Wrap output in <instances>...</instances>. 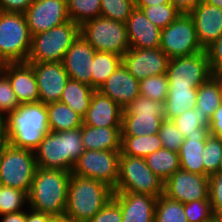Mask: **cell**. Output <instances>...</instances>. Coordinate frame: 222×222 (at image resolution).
I'll return each instance as SVG.
<instances>
[{"mask_svg": "<svg viewBox=\"0 0 222 222\" xmlns=\"http://www.w3.org/2000/svg\"><path fill=\"white\" fill-rule=\"evenodd\" d=\"M101 16L115 21L126 23L132 10L135 8V0H100Z\"/></svg>", "mask_w": 222, "mask_h": 222, "instance_id": "cell-40", "label": "cell"}, {"mask_svg": "<svg viewBox=\"0 0 222 222\" xmlns=\"http://www.w3.org/2000/svg\"><path fill=\"white\" fill-rule=\"evenodd\" d=\"M189 15L192 17L197 38L205 50L222 35V9L202 1Z\"/></svg>", "mask_w": 222, "mask_h": 222, "instance_id": "cell-20", "label": "cell"}, {"mask_svg": "<svg viewBox=\"0 0 222 222\" xmlns=\"http://www.w3.org/2000/svg\"><path fill=\"white\" fill-rule=\"evenodd\" d=\"M113 194L114 189L101 181L71 174L64 213L88 222L113 198Z\"/></svg>", "mask_w": 222, "mask_h": 222, "instance_id": "cell-4", "label": "cell"}, {"mask_svg": "<svg viewBox=\"0 0 222 222\" xmlns=\"http://www.w3.org/2000/svg\"><path fill=\"white\" fill-rule=\"evenodd\" d=\"M209 132L211 136L222 138V104L209 120Z\"/></svg>", "mask_w": 222, "mask_h": 222, "instance_id": "cell-49", "label": "cell"}, {"mask_svg": "<svg viewBox=\"0 0 222 222\" xmlns=\"http://www.w3.org/2000/svg\"><path fill=\"white\" fill-rule=\"evenodd\" d=\"M88 222H122L120 205L112 198Z\"/></svg>", "mask_w": 222, "mask_h": 222, "instance_id": "cell-45", "label": "cell"}, {"mask_svg": "<svg viewBox=\"0 0 222 222\" xmlns=\"http://www.w3.org/2000/svg\"><path fill=\"white\" fill-rule=\"evenodd\" d=\"M94 91L88 84L69 79L63 89L60 102L83 117L89 108Z\"/></svg>", "mask_w": 222, "mask_h": 222, "instance_id": "cell-29", "label": "cell"}, {"mask_svg": "<svg viewBox=\"0 0 222 222\" xmlns=\"http://www.w3.org/2000/svg\"><path fill=\"white\" fill-rule=\"evenodd\" d=\"M67 11L70 20L79 26L101 16L100 0H67Z\"/></svg>", "mask_w": 222, "mask_h": 222, "instance_id": "cell-35", "label": "cell"}, {"mask_svg": "<svg viewBox=\"0 0 222 222\" xmlns=\"http://www.w3.org/2000/svg\"><path fill=\"white\" fill-rule=\"evenodd\" d=\"M164 120L165 103L139 95L123 109L122 136H145L158 133Z\"/></svg>", "mask_w": 222, "mask_h": 222, "instance_id": "cell-7", "label": "cell"}, {"mask_svg": "<svg viewBox=\"0 0 222 222\" xmlns=\"http://www.w3.org/2000/svg\"><path fill=\"white\" fill-rule=\"evenodd\" d=\"M137 8L141 9L146 18L160 29L167 27L180 16L172 3Z\"/></svg>", "mask_w": 222, "mask_h": 222, "instance_id": "cell-39", "label": "cell"}, {"mask_svg": "<svg viewBox=\"0 0 222 222\" xmlns=\"http://www.w3.org/2000/svg\"><path fill=\"white\" fill-rule=\"evenodd\" d=\"M145 161L163 182L180 169L179 153L164 148L147 155Z\"/></svg>", "mask_w": 222, "mask_h": 222, "instance_id": "cell-31", "label": "cell"}, {"mask_svg": "<svg viewBox=\"0 0 222 222\" xmlns=\"http://www.w3.org/2000/svg\"><path fill=\"white\" fill-rule=\"evenodd\" d=\"M203 0H172V5L180 14H189Z\"/></svg>", "mask_w": 222, "mask_h": 222, "instance_id": "cell-50", "label": "cell"}, {"mask_svg": "<svg viewBox=\"0 0 222 222\" xmlns=\"http://www.w3.org/2000/svg\"><path fill=\"white\" fill-rule=\"evenodd\" d=\"M96 50L81 36L72 43L63 58V65L69 79L91 86L93 60Z\"/></svg>", "mask_w": 222, "mask_h": 222, "instance_id": "cell-18", "label": "cell"}, {"mask_svg": "<svg viewBox=\"0 0 222 222\" xmlns=\"http://www.w3.org/2000/svg\"><path fill=\"white\" fill-rule=\"evenodd\" d=\"M121 150H84L76 160L71 174L101 181L115 189L119 176Z\"/></svg>", "mask_w": 222, "mask_h": 222, "instance_id": "cell-11", "label": "cell"}, {"mask_svg": "<svg viewBox=\"0 0 222 222\" xmlns=\"http://www.w3.org/2000/svg\"><path fill=\"white\" fill-rule=\"evenodd\" d=\"M0 71L9 79L20 104L39 102L34 70L28 62L5 63Z\"/></svg>", "mask_w": 222, "mask_h": 222, "instance_id": "cell-19", "label": "cell"}, {"mask_svg": "<svg viewBox=\"0 0 222 222\" xmlns=\"http://www.w3.org/2000/svg\"><path fill=\"white\" fill-rule=\"evenodd\" d=\"M121 63L122 57L117 54L96 51L92 64L91 87L98 90Z\"/></svg>", "mask_w": 222, "mask_h": 222, "instance_id": "cell-34", "label": "cell"}, {"mask_svg": "<svg viewBox=\"0 0 222 222\" xmlns=\"http://www.w3.org/2000/svg\"><path fill=\"white\" fill-rule=\"evenodd\" d=\"M46 110L50 131L74 130L83 125V117L60 101L46 104Z\"/></svg>", "mask_w": 222, "mask_h": 222, "instance_id": "cell-28", "label": "cell"}, {"mask_svg": "<svg viewBox=\"0 0 222 222\" xmlns=\"http://www.w3.org/2000/svg\"><path fill=\"white\" fill-rule=\"evenodd\" d=\"M199 87H168L165 100V119L172 120L196 107Z\"/></svg>", "mask_w": 222, "mask_h": 222, "instance_id": "cell-27", "label": "cell"}, {"mask_svg": "<svg viewBox=\"0 0 222 222\" xmlns=\"http://www.w3.org/2000/svg\"><path fill=\"white\" fill-rule=\"evenodd\" d=\"M154 222H188L184 204L160 195L155 205Z\"/></svg>", "mask_w": 222, "mask_h": 222, "instance_id": "cell-36", "label": "cell"}, {"mask_svg": "<svg viewBox=\"0 0 222 222\" xmlns=\"http://www.w3.org/2000/svg\"><path fill=\"white\" fill-rule=\"evenodd\" d=\"M35 0H0V11L25 13Z\"/></svg>", "mask_w": 222, "mask_h": 222, "instance_id": "cell-48", "label": "cell"}, {"mask_svg": "<svg viewBox=\"0 0 222 222\" xmlns=\"http://www.w3.org/2000/svg\"><path fill=\"white\" fill-rule=\"evenodd\" d=\"M205 50L213 75L222 71V35Z\"/></svg>", "mask_w": 222, "mask_h": 222, "instance_id": "cell-46", "label": "cell"}, {"mask_svg": "<svg viewBox=\"0 0 222 222\" xmlns=\"http://www.w3.org/2000/svg\"><path fill=\"white\" fill-rule=\"evenodd\" d=\"M222 104V88L218 78L213 75L198 88L196 108L201 115L209 119L215 110Z\"/></svg>", "mask_w": 222, "mask_h": 222, "instance_id": "cell-30", "label": "cell"}, {"mask_svg": "<svg viewBox=\"0 0 222 222\" xmlns=\"http://www.w3.org/2000/svg\"><path fill=\"white\" fill-rule=\"evenodd\" d=\"M7 143L34 151L49 130L46 104H20L5 118Z\"/></svg>", "mask_w": 222, "mask_h": 222, "instance_id": "cell-1", "label": "cell"}, {"mask_svg": "<svg viewBox=\"0 0 222 222\" xmlns=\"http://www.w3.org/2000/svg\"><path fill=\"white\" fill-rule=\"evenodd\" d=\"M24 14L31 36L70 20L67 0H35Z\"/></svg>", "mask_w": 222, "mask_h": 222, "instance_id": "cell-15", "label": "cell"}, {"mask_svg": "<svg viewBox=\"0 0 222 222\" xmlns=\"http://www.w3.org/2000/svg\"><path fill=\"white\" fill-rule=\"evenodd\" d=\"M79 35L80 26L72 20L33 35L27 62H62L66 51Z\"/></svg>", "mask_w": 222, "mask_h": 222, "instance_id": "cell-6", "label": "cell"}, {"mask_svg": "<svg viewBox=\"0 0 222 222\" xmlns=\"http://www.w3.org/2000/svg\"><path fill=\"white\" fill-rule=\"evenodd\" d=\"M31 40L24 13L0 11V65L27 62Z\"/></svg>", "mask_w": 222, "mask_h": 222, "instance_id": "cell-5", "label": "cell"}, {"mask_svg": "<svg viewBox=\"0 0 222 222\" xmlns=\"http://www.w3.org/2000/svg\"><path fill=\"white\" fill-rule=\"evenodd\" d=\"M209 135L189 136L179 150L180 169L204 175L203 150Z\"/></svg>", "mask_w": 222, "mask_h": 222, "instance_id": "cell-26", "label": "cell"}, {"mask_svg": "<svg viewBox=\"0 0 222 222\" xmlns=\"http://www.w3.org/2000/svg\"><path fill=\"white\" fill-rule=\"evenodd\" d=\"M98 91L124 109L140 95L139 81L121 63Z\"/></svg>", "mask_w": 222, "mask_h": 222, "instance_id": "cell-21", "label": "cell"}, {"mask_svg": "<svg viewBox=\"0 0 222 222\" xmlns=\"http://www.w3.org/2000/svg\"><path fill=\"white\" fill-rule=\"evenodd\" d=\"M30 211V212H29ZM52 215L33 210L28 207L26 222H51Z\"/></svg>", "mask_w": 222, "mask_h": 222, "instance_id": "cell-51", "label": "cell"}, {"mask_svg": "<svg viewBox=\"0 0 222 222\" xmlns=\"http://www.w3.org/2000/svg\"><path fill=\"white\" fill-rule=\"evenodd\" d=\"M208 190L209 176L194 174L182 169L170 176L163 185V194L182 204L209 200Z\"/></svg>", "mask_w": 222, "mask_h": 222, "instance_id": "cell-14", "label": "cell"}, {"mask_svg": "<svg viewBox=\"0 0 222 222\" xmlns=\"http://www.w3.org/2000/svg\"><path fill=\"white\" fill-rule=\"evenodd\" d=\"M213 221L214 222H222V206L217 207L213 211Z\"/></svg>", "mask_w": 222, "mask_h": 222, "instance_id": "cell-56", "label": "cell"}, {"mask_svg": "<svg viewBox=\"0 0 222 222\" xmlns=\"http://www.w3.org/2000/svg\"><path fill=\"white\" fill-rule=\"evenodd\" d=\"M204 175L217 173L222 156V138L209 135L203 150Z\"/></svg>", "mask_w": 222, "mask_h": 222, "instance_id": "cell-41", "label": "cell"}, {"mask_svg": "<svg viewBox=\"0 0 222 222\" xmlns=\"http://www.w3.org/2000/svg\"><path fill=\"white\" fill-rule=\"evenodd\" d=\"M217 173H222V156H221V159L219 161Z\"/></svg>", "mask_w": 222, "mask_h": 222, "instance_id": "cell-59", "label": "cell"}, {"mask_svg": "<svg viewBox=\"0 0 222 222\" xmlns=\"http://www.w3.org/2000/svg\"><path fill=\"white\" fill-rule=\"evenodd\" d=\"M170 58L160 49L130 48L123 56L122 63L138 81L146 77L166 74Z\"/></svg>", "mask_w": 222, "mask_h": 222, "instance_id": "cell-16", "label": "cell"}, {"mask_svg": "<svg viewBox=\"0 0 222 222\" xmlns=\"http://www.w3.org/2000/svg\"><path fill=\"white\" fill-rule=\"evenodd\" d=\"M167 3H172V0H135V7H148Z\"/></svg>", "mask_w": 222, "mask_h": 222, "instance_id": "cell-53", "label": "cell"}, {"mask_svg": "<svg viewBox=\"0 0 222 222\" xmlns=\"http://www.w3.org/2000/svg\"><path fill=\"white\" fill-rule=\"evenodd\" d=\"M123 109L108 96L95 90L83 124L92 127H121Z\"/></svg>", "mask_w": 222, "mask_h": 222, "instance_id": "cell-23", "label": "cell"}, {"mask_svg": "<svg viewBox=\"0 0 222 222\" xmlns=\"http://www.w3.org/2000/svg\"><path fill=\"white\" fill-rule=\"evenodd\" d=\"M203 1L222 9V0H203Z\"/></svg>", "mask_w": 222, "mask_h": 222, "instance_id": "cell-57", "label": "cell"}, {"mask_svg": "<svg viewBox=\"0 0 222 222\" xmlns=\"http://www.w3.org/2000/svg\"><path fill=\"white\" fill-rule=\"evenodd\" d=\"M188 222H212L213 209L210 200H197L184 204Z\"/></svg>", "mask_w": 222, "mask_h": 222, "instance_id": "cell-43", "label": "cell"}, {"mask_svg": "<svg viewBox=\"0 0 222 222\" xmlns=\"http://www.w3.org/2000/svg\"><path fill=\"white\" fill-rule=\"evenodd\" d=\"M26 204V205H25ZM28 193L17 188L0 185V216L28 208Z\"/></svg>", "mask_w": 222, "mask_h": 222, "instance_id": "cell-37", "label": "cell"}, {"mask_svg": "<svg viewBox=\"0 0 222 222\" xmlns=\"http://www.w3.org/2000/svg\"><path fill=\"white\" fill-rule=\"evenodd\" d=\"M37 82L39 101L44 104L59 102L69 80L62 62L29 63Z\"/></svg>", "mask_w": 222, "mask_h": 222, "instance_id": "cell-17", "label": "cell"}, {"mask_svg": "<svg viewBox=\"0 0 222 222\" xmlns=\"http://www.w3.org/2000/svg\"><path fill=\"white\" fill-rule=\"evenodd\" d=\"M158 135L164 149L179 152L185 138L172 120L165 119L159 129Z\"/></svg>", "mask_w": 222, "mask_h": 222, "instance_id": "cell-42", "label": "cell"}, {"mask_svg": "<svg viewBox=\"0 0 222 222\" xmlns=\"http://www.w3.org/2000/svg\"><path fill=\"white\" fill-rule=\"evenodd\" d=\"M168 86L166 74L146 77L139 81L140 95L157 102L165 103L168 96Z\"/></svg>", "mask_w": 222, "mask_h": 222, "instance_id": "cell-38", "label": "cell"}, {"mask_svg": "<svg viewBox=\"0 0 222 222\" xmlns=\"http://www.w3.org/2000/svg\"><path fill=\"white\" fill-rule=\"evenodd\" d=\"M1 217V222H26V212L24 210L2 215Z\"/></svg>", "mask_w": 222, "mask_h": 222, "instance_id": "cell-52", "label": "cell"}, {"mask_svg": "<svg viewBox=\"0 0 222 222\" xmlns=\"http://www.w3.org/2000/svg\"><path fill=\"white\" fill-rule=\"evenodd\" d=\"M217 78H218V80L220 81V84H221V88H222V71H220V72H218V73H216V74H214Z\"/></svg>", "mask_w": 222, "mask_h": 222, "instance_id": "cell-58", "label": "cell"}, {"mask_svg": "<svg viewBox=\"0 0 222 222\" xmlns=\"http://www.w3.org/2000/svg\"><path fill=\"white\" fill-rule=\"evenodd\" d=\"M80 35L99 52L122 57L130 49L126 24L102 16L82 24Z\"/></svg>", "mask_w": 222, "mask_h": 222, "instance_id": "cell-9", "label": "cell"}, {"mask_svg": "<svg viewBox=\"0 0 222 222\" xmlns=\"http://www.w3.org/2000/svg\"><path fill=\"white\" fill-rule=\"evenodd\" d=\"M130 48L152 49L160 47L161 30L135 7L126 21Z\"/></svg>", "mask_w": 222, "mask_h": 222, "instance_id": "cell-24", "label": "cell"}, {"mask_svg": "<svg viewBox=\"0 0 222 222\" xmlns=\"http://www.w3.org/2000/svg\"><path fill=\"white\" fill-rule=\"evenodd\" d=\"M81 136L84 150H121V127H92L83 124Z\"/></svg>", "mask_w": 222, "mask_h": 222, "instance_id": "cell-25", "label": "cell"}, {"mask_svg": "<svg viewBox=\"0 0 222 222\" xmlns=\"http://www.w3.org/2000/svg\"><path fill=\"white\" fill-rule=\"evenodd\" d=\"M113 199L120 205L122 222H154L157 197L134 192H114Z\"/></svg>", "mask_w": 222, "mask_h": 222, "instance_id": "cell-22", "label": "cell"}, {"mask_svg": "<svg viewBox=\"0 0 222 222\" xmlns=\"http://www.w3.org/2000/svg\"><path fill=\"white\" fill-rule=\"evenodd\" d=\"M209 120L206 115H201L196 107L172 119L185 139L189 136L210 135Z\"/></svg>", "mask_w": 222, "mask_h": 222, "instance_id": "cell-33", "label": "cell"}, {"mask_svg": "<svg viewBox=\"0 0 222 222\" xmlns=\"http://www.w3.org/2000/svg\"><path fill=\"white\" fill-rule=\"evenodd\" d=\"M166 76L168 87H199L213 76L206 50L171 58Z\"/></svg>", "mask_w": 222, "mask_h": 222, "instance_id": "cell-13", "label": "cell"}, {"mask_svg": "<svg viewBox=\"0 0 222 222\" xmlns=\"http://www.w3.org/2000/svg\"><path fill=\"white\" fill-rule=\"evenodd\" d=\"M6 144H7V136H6L5 120L4 118L0 117V152Z\"/></svg>", "mask_w": 222, "mask_h": 222, "instance_id": "cell-54", "label": "cell"}, {"mask_svg": "<svg viewBox=\"0 0 222 222\" xmlns=\"http://www.w3.org/2000/svg\"><path fill=\"white\" fill-rule=\"evenodd\" d=\"M19 105L9 79L0 71V117L5 118Z\"/></svg>", "mask_w": 222, "mask_h": 222, "instance_id": "cell-44", "label": "cell"}, {"mask_svg": "<svg viewBox=\"0 0 222 222\" xmlns=\"http://www.w3.org/2000/svg\"><path fill=\"white\" fill-rule=\"evenodd\" d=\"M209 200L213 211L222 206V173L209 175Z\"/></svg>", "mask_w": 222, "mask_h": 222, "instance_id": "cell-47", "label": "cell"}, {"mask_svg": "<svg viewBox=\"0 0 222 222\" xmlns=\"http://www.w3.org/2000/svg\"><path fill=\"white\" fill-rule=\"evenodd\" d=\"M37 167L34 151L7 143L0 152V185L29 193Z\"/></svg>", "mask_w": 222, "mask_h": 222, "instance_id": "cell-8", "label": "cell"}, {"mask_svg": "<svg viewBox=\"0 0 222 222\" xmlns=\"http://www.w3.org/2000/svg\"><path fill=\"white\" fill-rule=\"evenodd\" d=\"M70 176V172L37 167L28 193V207L52 216L63 214Z\"/></svg>", "mask_w": 222, "mask_h": 222, "instance_id": "cell-3", "label": "cell"}, {"mask_svg": "<svg viewBox=\"0 0 222 222\" xmlns=\"http://www.w3.org/2000/svg\"><path fill=\"white\" fill-rule=\"evenodd\" d=\"M159 48L170 59L204 51L199 44L194 22L189 14H180L174 22L161 30Z\"/></svg>", "mask_w": 222, "mask_h": 222, "instance_id": "cell-12", "label": "cell"}, {"mask_svg": "<svg viewBox=\"0 0 222 222\" xmlns=\"http://www.w3.org/2000/svg\"><path fill=\"white\" fill-rule=\"evenodd\" d=\"M162 148L158 133L145 136H122L120 155L145 158Z\"/></svg>", "mask_w": 222, "mask_h": 222, "instance_id": "cell-32", "label": "cell"}, {"mask_svg": "<svg viewBox=\"0 0 222 222\" xmlns=\"http://www.w3.org/2000/svg\"><path fill=\"white\" fill-rule=\"evenodd\" d=\"M81 140V127L62 132L49 131L34 150L37 166L71 173L84 152Z\"/></svg>", "mask_w": 222, "mask_h": 222, "instance_id": "cell-2", "label": "cell"}, {"mask_svg": "<svg viewBox=\"0 0 222 222\" xmlns=\"http://www.w3.org/2000/svg\"><path fill=\"white\" fill-rule=\"evenodd\" d=\"M164 182L147 166L145 158L120 155L119 176L114 192H134L159 197Z\"/></svg>", "mask_w": 222, "mask_h": 222, "instance_id": "cell-10", "label": "cell"}, {"mask_svg": "<svg viewBox=\"0 0 222 222\" xmlns=\"http://www.w3.org/2000/svg\"><path fill=\"white\" fill-rule=\"evenodd\" d=\"M51 222H82V221H78L72 216L63 213L60 215H53Z\"/></svg>", "mask_w": 222, "mask_h": 222, "instance_id": "cell-55", "label": "cell"}]
</instances>
